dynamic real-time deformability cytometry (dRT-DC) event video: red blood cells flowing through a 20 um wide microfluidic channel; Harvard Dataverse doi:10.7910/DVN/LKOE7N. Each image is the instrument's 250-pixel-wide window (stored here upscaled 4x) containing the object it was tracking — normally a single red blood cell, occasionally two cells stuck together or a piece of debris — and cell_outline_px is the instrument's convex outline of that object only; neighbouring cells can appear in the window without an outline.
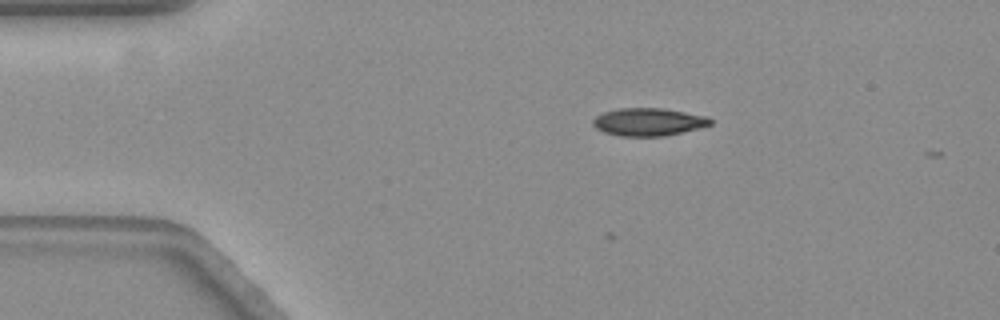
{"species": "common noctule bat (a hibernating species)", "species_latin": "Nyctalus noctula", "temperature_condition": "warm", "stored_images_in_passage": 3, "camera_frame_rate_fps": 3000, "um_per_image_px": 0.085, "animal": {"sex": "female", "body_mass_g": 19.3, "forearm_length_mm": 54.1}, "frame": {"image": 1, "passage_image": 3, "time_ms": 0.667, "image_size_px": [1000, 320], "cell_outline_px": [[712, 124], [664, 136], [620, 136], [604, 132], [596, 128], [592, 124], [592, 120], [596, 116], [604, 112], [620, 108], [664, 108], [704, 116], [712, 120]], "centroid_in_image_um": [55.06, 10.36], "position_along_channel_um": 29.9, "area_um2": 18.73}}